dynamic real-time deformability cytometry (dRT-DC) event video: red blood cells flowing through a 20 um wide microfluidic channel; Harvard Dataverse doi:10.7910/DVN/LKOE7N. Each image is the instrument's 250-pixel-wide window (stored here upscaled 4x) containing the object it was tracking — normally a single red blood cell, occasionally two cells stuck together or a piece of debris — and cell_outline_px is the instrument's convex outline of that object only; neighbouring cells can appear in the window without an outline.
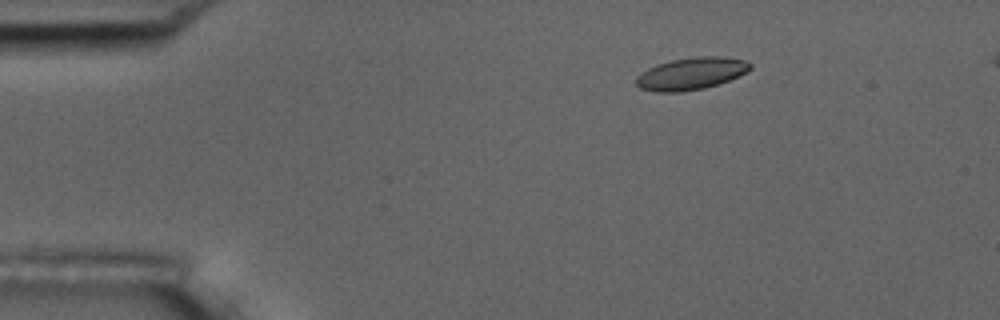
{"species": "common noctule bat (a hibernating species)", "species_latin": "Nyctalus noctula", "temperature_condition": "room temperature", "stored_images_in_passage": 5, "camera_frame_rate_fps": 3000, "um_per_image_px": 0.085, "animal": {"sex": "male", "body_mass_g": 17.5, "forearm_length_mm": 52.3}, "frame": {"image": 1, "passage_image": 2, "time_ms": 2.0, "image_size_px": [1000, 320], "cell_outline_px": [[752, 68], [748, 72], [728, 80], [704, 88], [680, 92], [656, 92], [640, 88], [636, 84], [636, 76], [640, 72], [648, 68], [672, 60], [696, 56], [720, 56], [744, 60], [752, 64]], "centroid_in_image_um": [58.75, 6.25], "position_along_channel_um": 26.3, "area_um2": 21.33}}